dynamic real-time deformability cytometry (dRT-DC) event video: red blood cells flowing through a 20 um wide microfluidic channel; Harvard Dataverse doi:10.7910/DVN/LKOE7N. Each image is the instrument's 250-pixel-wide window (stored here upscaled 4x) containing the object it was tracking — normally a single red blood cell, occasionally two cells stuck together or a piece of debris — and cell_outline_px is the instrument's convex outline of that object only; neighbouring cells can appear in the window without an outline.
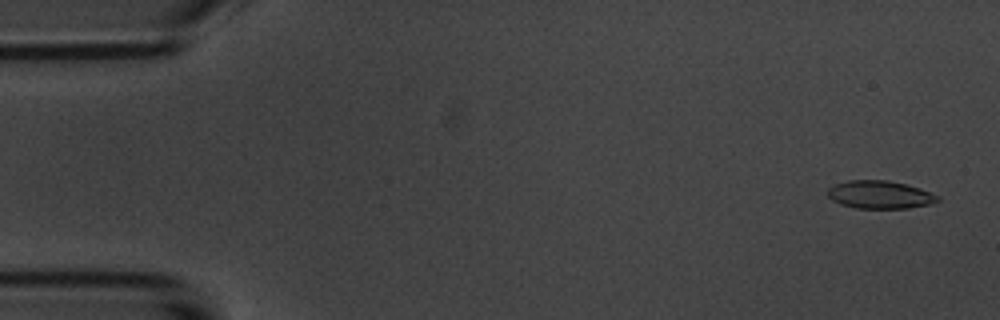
{"species": "common noctule bat (a hibernating species)", "species_latin": "Nyctalus noctula", "temperature_condition": "room temperature", "stored_images_in_passage": 53, "camera_frame_rate_fps": 3000, "um_per_image_px": 0.085, "animal": {"sex": "male", "body_mass_g": 20.1, "forearm_length_mm": 53.5}, "frame": {"image": 1, "passage_image": 2, "time_ms": 0.333, "image_size_px": [1000, 320], "cell_outline_px": [[940, 200], [932, 204], [908, 208], [856, 208], [840, 204], [832, 200], [828, 196], [828, 188], [832, 184], [848, 180], [888, 180], [920, 188], [940, 196]], "centroid_in_image_um": [74.78, 16.54], "position_along_channel_um": 10.2, "area_um2": 18.03}}
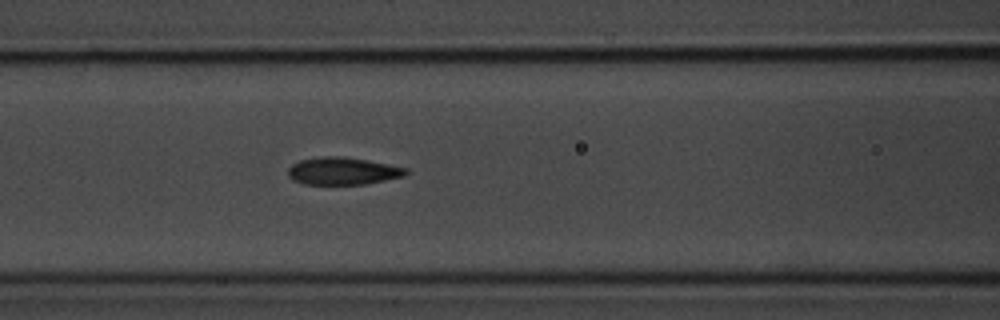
{"frame": {"image": 2, "passage_image": 22, "time_ms": 7.0, "image_size_px": [1000, 320], "cell_outline_px": [[408, 172], [404, 176], [364, 184], [304, 184], [292, 180], [288, 176], [288, 168], [292, 164], [300, 160], [324, 156], [340, 156], [388, 164], [408, 168]], "centroid_in_image_um": [29.1, 14.54], "position_along_channel_um": 137.5, "area_um2": 18.67}}
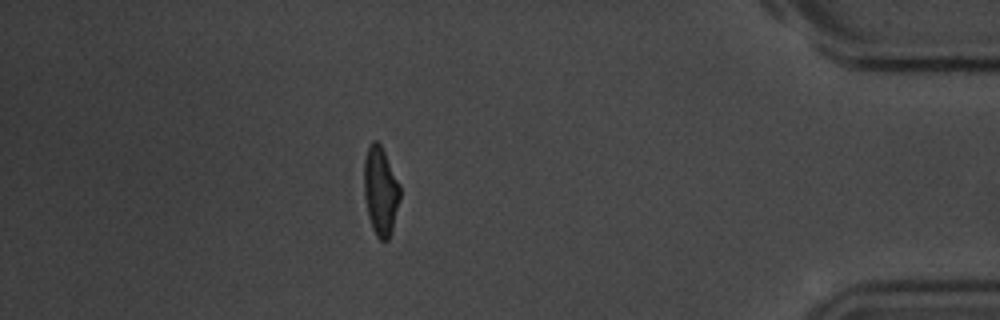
{"frame": {"image": 3, "passage_image": 47, "time_ms": 15.333, "image_size_px": [1000, 320], "cell_outline_px": [[400, 196], [392, 232], [388, 240], [380, 240], [376, 236], [372, 228], [368, 216], [364, 196], [364, 160], [368, 144], [372, 140], [376, 140], [380, 144], [400, 184]], "centroid_in_image_um": [32.33, 16.23], "position_along_channel_um": 402.9, "area_um2": 18.67}}